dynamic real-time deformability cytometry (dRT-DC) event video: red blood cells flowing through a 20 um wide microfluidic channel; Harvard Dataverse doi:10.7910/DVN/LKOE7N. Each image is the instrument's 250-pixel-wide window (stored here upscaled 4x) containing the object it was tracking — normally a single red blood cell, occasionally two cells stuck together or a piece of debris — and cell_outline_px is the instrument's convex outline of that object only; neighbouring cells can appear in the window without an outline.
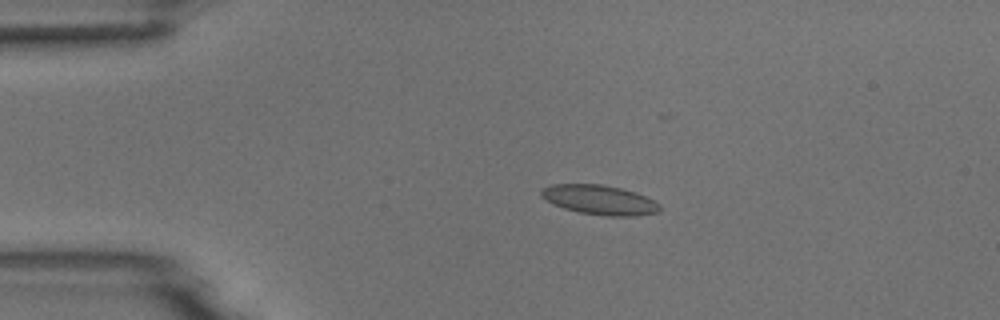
{"species": "common noctule bat (a hibernating species)", "species_latin": "Nyctalus noctula", "temperature_condition": "room temperature", "stored_images_in_passage": 5, "camera_frame_rate_fps": 3000, "um_per_image_px": 0.085, "animal": {"sex": "male", "body_mass_g": 18.8}, "frame": {"image": 1, "passage_image": 3, "time_ms": 3.0, "image_size_px": [1000, 320], "cell_outline_px": [[660, 212], [636, 216], [604, 216], [580, 212], [564, 208], [552, 204], [540, 196], [540, 192], [544, 188], [552, 184], [600, 184], [620, 188], [636, 192], [660, 204]], "centroid_in_image_um": [50.96, 16.99], "position_along_channel_um": 34.0, "area_um2": 20.4}}